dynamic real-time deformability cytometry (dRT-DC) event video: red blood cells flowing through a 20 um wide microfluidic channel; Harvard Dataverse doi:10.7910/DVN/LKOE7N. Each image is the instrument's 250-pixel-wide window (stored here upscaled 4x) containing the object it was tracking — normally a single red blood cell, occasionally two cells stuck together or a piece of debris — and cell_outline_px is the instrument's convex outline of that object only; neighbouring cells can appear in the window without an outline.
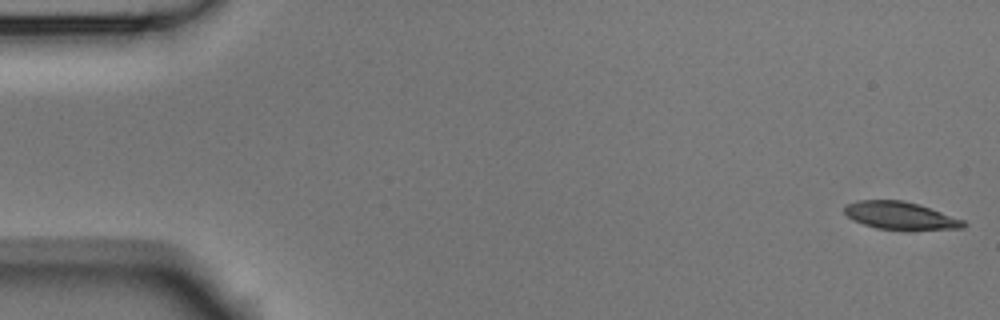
{"species": "Egyptian fruit bat (a non-hibernating species)", "species_latin": "Rousettus aegyptiacus", "temperature_condition": "room temperature", "stored_images_in_passage": 5, "camera_frame_rate_fps": 3000, "um_per_image_px": 0.085, "animal": {"sex": "male"}, "frame": {"image": 1, "passage_image": 1, "time_ms": 0.0, "image_size_px": [1000, 320], "cell_outline_px": [[968, 224], [964, 228], [876, 228], [852, 220], [844, 212], [844, 208], [848, 204], [856, 200], [900, 200], [920, 204], [964, 220]], "centroid_in_image_um": [76.51, 18.29], "position_along_channel_um": 8.5, "area_um2": 18.61}}
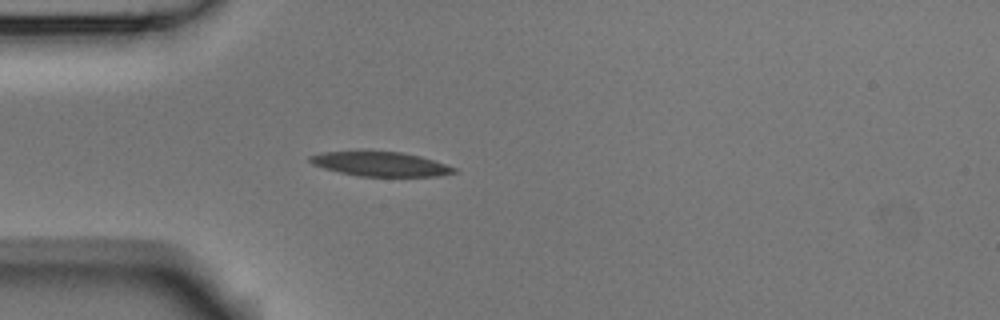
{"frame": {"image": 2, "passage_image": 5, "time_ms": 1.333, "image_size_px": [1000, 320], "cell_outline_px": [[456, 172], [436, 176], [360, 176], [340, 172], [324, 168], [312, 164], [308, 160], [308, 156], [324, 152], [360, 148], [364, 148], [400, 152], [420, 156], [456, 168]], "centroid_in_image_um": [32.23, 13.89], "position_along_channel_um": 52.8, "area_um2": 21.15}}